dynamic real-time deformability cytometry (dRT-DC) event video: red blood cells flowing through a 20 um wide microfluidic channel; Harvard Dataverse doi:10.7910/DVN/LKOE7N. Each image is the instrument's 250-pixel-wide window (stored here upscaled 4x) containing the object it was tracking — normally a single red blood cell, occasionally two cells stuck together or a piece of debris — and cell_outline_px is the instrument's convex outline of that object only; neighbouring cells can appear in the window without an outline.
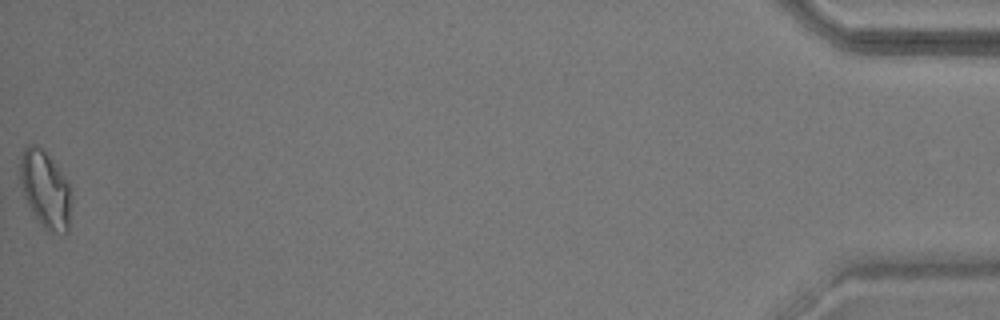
{"species": "common noctule bat (a hibernating species)", "species_latin": "Nyctalus noctula", "temperature_condition": "warm", "stored_images_in_passage": 54, "camera_frame_rate_fps": 3000, "um_per_image_px": 0.085, "animal": {"sex": "male", "body_mass_g": 17.9}, "frame": {"image": 1, "passage_image": 54, "time_ms": 17.667, "image_size_px": [1000, 320], "cell_outline_px": [[72, 204], [68, 232], [48, 232], [40, 224], [32, 212], [24, 196], [16, 176], [20, 156], [24, 148], [28, 144], [36, 144], [48, 156], [64, 176], [68, 184]], "centroid_in_image_um": [3.8, 16.1], "position_along_channel_um": 431.4, "area_um2": 23.41}, "authors_computed_cell_mechanics": {"area_um2": 17.629, "velocity_mm_per_s": 3.6607, "shape_relaxation_time_tau1_ms": 4.8987, "shape_relaxation_time_tau2_ms": 1.5136, "deformation_change_tau1": 0.163, "deformation_change_tau2": 0.0715}}